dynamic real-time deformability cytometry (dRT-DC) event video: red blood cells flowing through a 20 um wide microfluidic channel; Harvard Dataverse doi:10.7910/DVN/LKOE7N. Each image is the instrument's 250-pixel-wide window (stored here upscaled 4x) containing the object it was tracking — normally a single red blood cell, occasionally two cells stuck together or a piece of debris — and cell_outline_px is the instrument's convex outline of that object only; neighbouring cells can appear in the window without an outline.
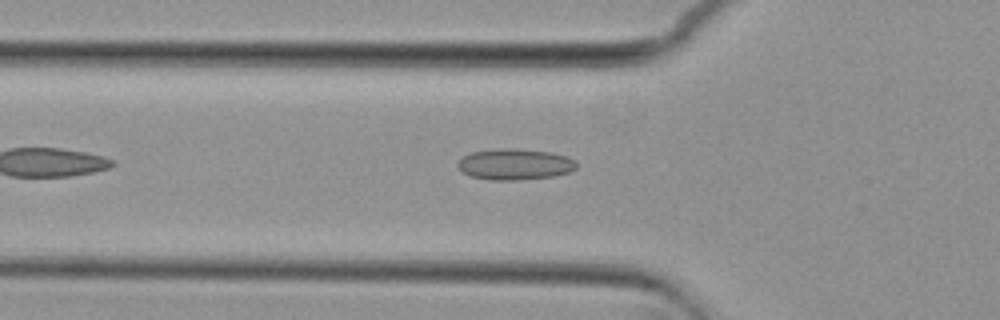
{"species": "common noctule bat (a hibernating species)", "species_latin": "Nyctalus noctula", "temperature_condition": "cold", "stored_images_in_passage": 36, "camera_frame_rate_fps": 3000, "um_per_image_px": 0.085, "animal": {"sex": "female", "body_mass_g": 29.2, "forearm_length_mm": 56.3}, "frame": {"image": 1, "passage_image": 2, "time_ms": 0.333, "image_size_px": [1000, 320], "cell_outline_px": [[576, 168], [568, 172], [552, 176], [520, 180], [492, 180], [472, 176], [464, 172], [456, 164], [464, 156], [472, 152], [500, 148], [516, 148], [548, 152], [568, 156], [576, 160]], "centroid_in_image_um": [43.79, 13.96], "position_along_channel_um": 82.0, "area_um2": 21.33}}
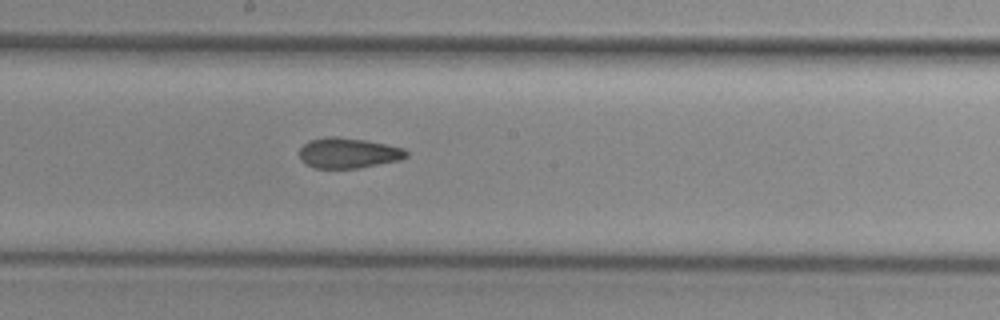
{"frame": {"image": 2, "passage_image": 13, "time_ms": 4.0, "image_size_px": [1000, 320], "cell_outline_px": [[408, 156], [400, 160], [360, 168], [316, 168], [300, 160], [300, 148], [308, 140], [328, 136], [336, 136], [364, 140], [404, 148], [408, 152]], "centroid_in_image_um": [29.6, 13.0], "position_along_channel_um": 218.6, "area_um2": 18.9}}
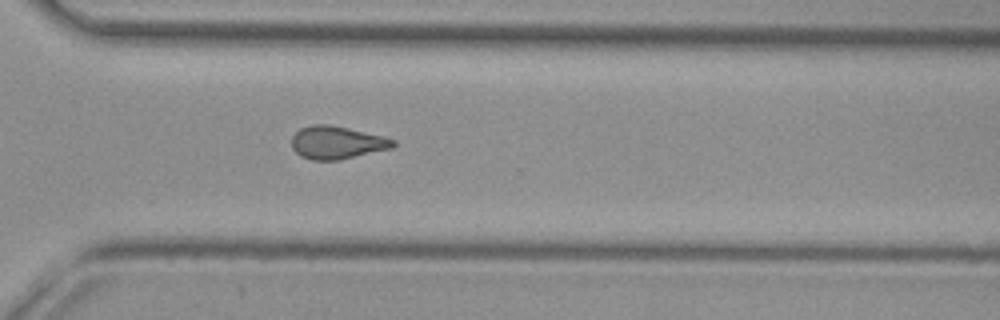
{"frame": {"image": 3, "passage_image": 23, "time_ms": 7.333, "image_size_px": [1000, 320], "cell_outline_px": [[396, 144], [392, 148], [340, 160], [312, 160], [300, 156], [292, 148], [292, 136], [300, 128], [312, 124], [328, 124], [384, 136], [396, 140]], "centroid_in_image_um": [28.64, 12.12], "position_along_channel_um": 342.0, "area_um2": 19.48}, "authors_computed_cell_mechanics": {"area_um2": 19.1607, "velocity_mm_per_s": 3.7081, "shape_relaxation_time_tau1_ms": null, "shape_relaxation_time_tau2_ms": 3.0419, "deformation_change_tau1": null, "deformation_change_tau2": 0.0959}}